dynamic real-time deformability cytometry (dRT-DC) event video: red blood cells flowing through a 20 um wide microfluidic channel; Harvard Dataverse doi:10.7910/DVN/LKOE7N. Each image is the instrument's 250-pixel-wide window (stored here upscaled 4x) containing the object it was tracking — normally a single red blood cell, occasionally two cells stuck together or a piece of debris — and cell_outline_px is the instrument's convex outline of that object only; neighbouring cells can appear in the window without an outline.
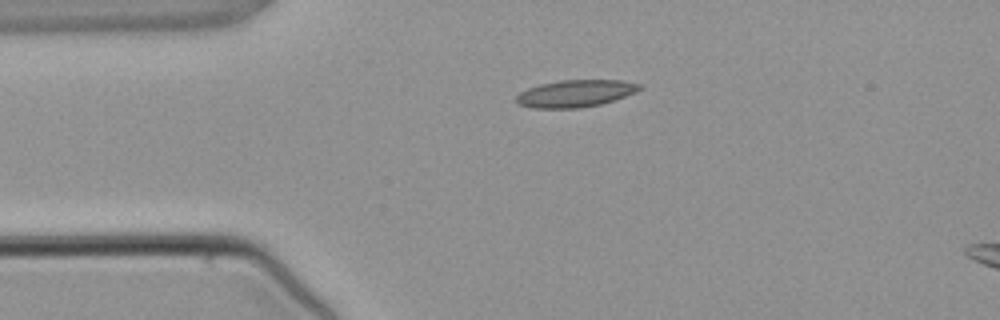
{"species": "common noctule bat (a hibernating species)", "species_latin": "Nyctalus noctula", "temperature_condition": "warm", "stored_images_in_passage": 5, "camera_frame_rate_fps": 3000, "um_per_image_px": 0.085, "animal": {"sex": "male", "body_mass_g": 21.5, "forearm_length_mm": 52.0}, "frame": {"image": 1, "passage_image": 3, "time_ms": 2.333, "image_size_px": [1000, 320], "cell_outline_px": [[640, 88], [636, 92], [616, 100], [600, 104], [580, 108], [532, 108], [516, 104], [516, 96], [520, 92], [528, 88], [540, 84], [560, 80], [620, 80], [640, 84]], "centroid_in_image_um": [48.88, 7.95], "position_along_channel_um": 36.1, "area_um2": 19.54}}
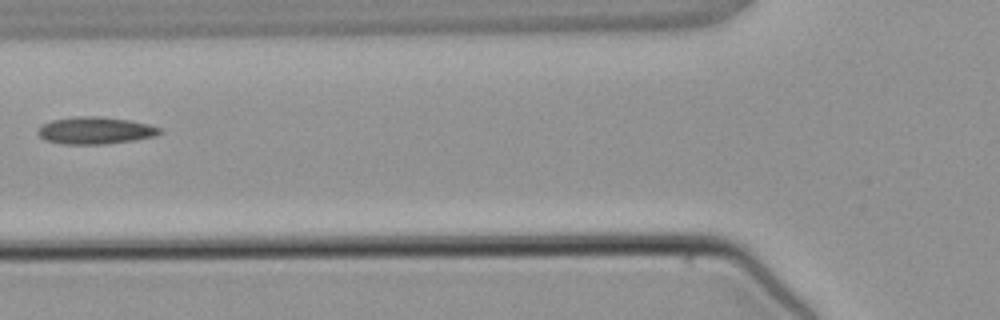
{"frame": {"image": 2, "passage_image": 5, "time_ms": 4.667, "image_size_px": [1000, 320], "cell_outline_px": [[164, 132], [156, 136], [136, 140], [108, 144], [64, 144], [44, 140], [36, 132], [44, 124], [52, 120], [76, 116], [100, 116], [128, 120], [148, 124], [160, 128]], "centroid_in_image_um": [8.13, 11.1], "position_along_channel_um": 117.7, "area_um2": 19.36}}